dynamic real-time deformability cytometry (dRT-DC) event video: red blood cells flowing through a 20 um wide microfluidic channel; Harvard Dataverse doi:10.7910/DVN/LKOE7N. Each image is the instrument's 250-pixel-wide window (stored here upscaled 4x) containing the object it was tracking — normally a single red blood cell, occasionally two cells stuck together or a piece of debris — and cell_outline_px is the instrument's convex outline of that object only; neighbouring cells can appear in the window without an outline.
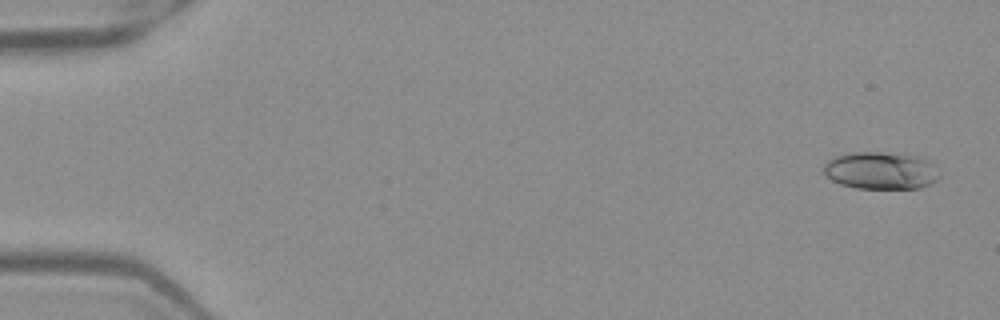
{"species": "Egyptian fruit bat (a non-hibernating species)", "species_latin": "Rousettus aegyptiacus", "temperature_condition": "warm", "stored_images_in_passage": 51, "camera_frame_rate_fps": 3000, "um_per_image_px": 0.085, "frame": {"image": 1, "passage_image": 2, "time_ms": 0.333, "image_size_px": [1000, 320], "cell_outline_px": [[940, 176], [932, 184], [920, 188], [856, 188], [840, 184], [832, 180], [824, 172], [824, 164], [832, 156], [848, 152], [880, 152], [916, 156], [932, 164]], "centroid_in_image_um": [74.82, 14.5], "position_along_channel_um": 10.2, "area_um2": 25.09}}
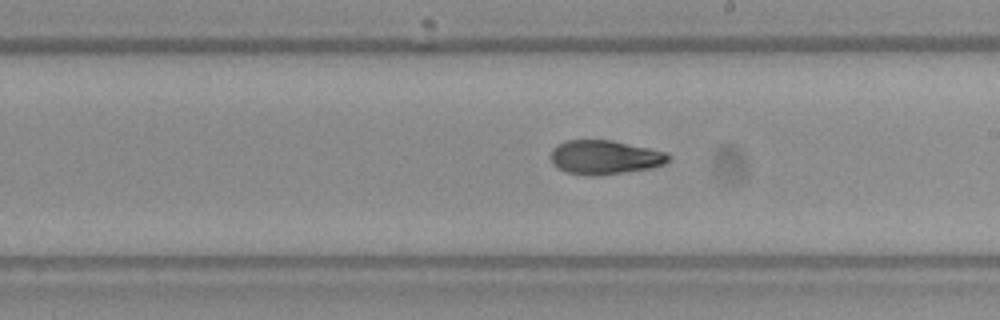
{"frame": {"image": 2, "passage_image": 30, "time_ms": 9.667, "image_size_px": [1000, 320], "cell_outline_px": [[672, 156], [664, 164], [652, 168], [596, 176], [588, 176], [568, 172], [552, 164], [552, 148], [556, 144], [564, 140], [612, 140], [668, 152]], "centroid_in_image_um": [51.42, 13.36], "position_along_channel_um": 237.6, "area_um2": 23.47}}
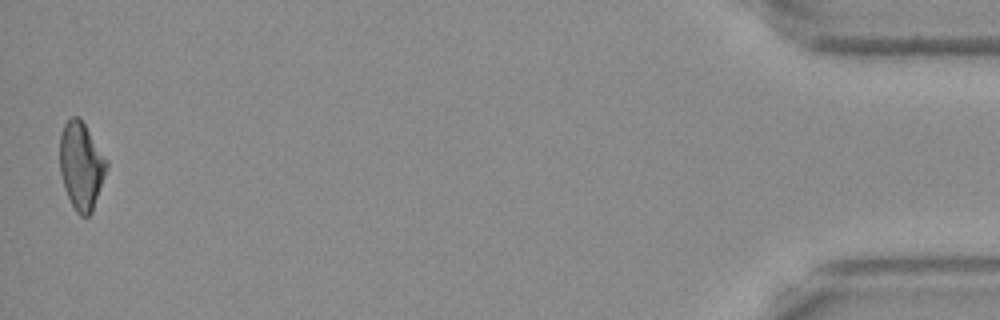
{"frame": {"image": 3, "passage_image": 51, "time_ms": 16.667, "image_size_px": [1000, 320], "cell_outline_px": [[108, 168], [92, 212], [88, 216], [80, 216], [76, 212], [64, 188], [60, 172], [60, 132], [64, 124], [72, 116], [80, 116], [108, 164]], "centroid_in_image_um": [6.89, 14.09], "position_along_channel_um": 428.3, "area_um2": 23.7}, "authors_computed_cell_mechanics": {"area_um2": 23.5824, "velocity_mm_per_s": 3.9904, "shape_relaxation_time_tau1_ms": 10.5081, "shape_relaxation_time_tau2_ms": 2.8298, "deformation_change_tau1": 0.2549, "deformation_change_tau2": 0.0911}}